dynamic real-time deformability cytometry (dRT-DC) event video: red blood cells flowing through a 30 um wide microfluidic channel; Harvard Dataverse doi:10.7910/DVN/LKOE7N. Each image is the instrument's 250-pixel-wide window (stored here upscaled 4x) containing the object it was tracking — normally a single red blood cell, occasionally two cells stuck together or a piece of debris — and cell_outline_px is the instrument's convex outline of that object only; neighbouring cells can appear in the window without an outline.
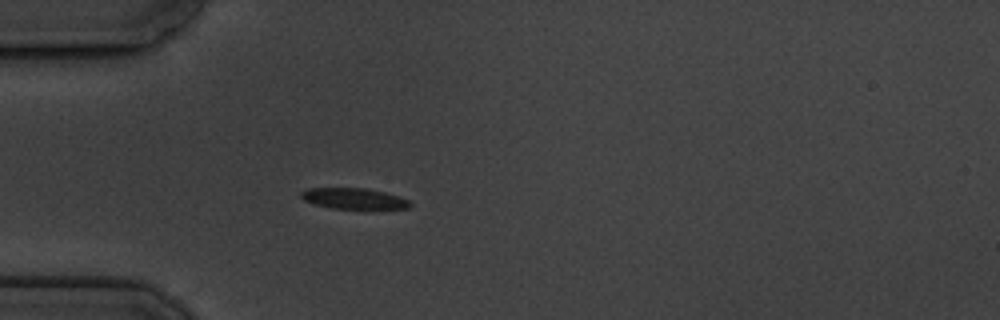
{"species": "common noctule bat (a hibernating species)", "species_latin": "Nyctalus noctula", "temperature_condition": "cold", "stored_images_in_passage": 5, "camera_frame_rate_fps": 3000, "um_per_image_px": 0.085, "animal": {"sex": "male", "body_mass_g": 19.5, "forearm_length_mm": 54.6}, "frame": {"image": 1, "passage_image": 5, "time_ms": 4.667, "image_size_px": [1000, 320], "cell_outline_px": [[412, 204], [408, 208], [332, 208], [316, 204], [304, 200], [300, 196], [300, 192], [308, 188], [368, 188], [400, 196], [408, 200]], "centroid_in_image_um": [30.07, 16.86], "position_along_channel_um": 54.9, "area_um2": 13.06}}